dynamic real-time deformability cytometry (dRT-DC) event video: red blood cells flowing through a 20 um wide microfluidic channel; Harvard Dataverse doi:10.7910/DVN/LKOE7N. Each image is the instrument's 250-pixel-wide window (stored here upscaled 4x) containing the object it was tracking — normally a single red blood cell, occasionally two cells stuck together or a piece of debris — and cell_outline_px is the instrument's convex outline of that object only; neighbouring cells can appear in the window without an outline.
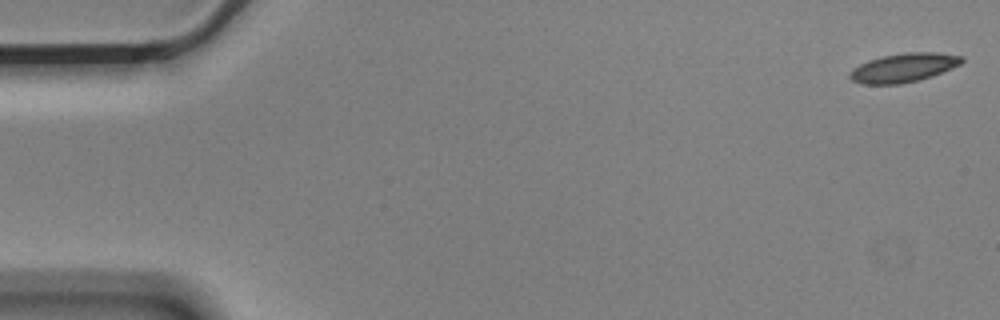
{"species": "Egyptian fruit bat (a non-hibernating species)", "species_latin": "Rousettus aegyptiacus", "temperature_condition": "cold", "stored_images_in_passage": 5, "camera_frame_rate_fps": 3000, "um_per_image_px": 0.085, "animal": {"sex": "male"}, "frame": {"image": 1, "passage_image": 1, "time_ms": 0.0, "image_size_px": [1000, 320], "cell_outline_px": [[964, 60], [960, 64], [932, 76], [900, 84], [864, 84], [852, 80], [848, 76], [852, 68], [868, 60], [884, 56], [908, 52], [932, 52], [964, 56]], "centroid_in_image_um": [76.79, 5.75], "position_along_channel_um": 8.2, "area_um2": 18.61}}
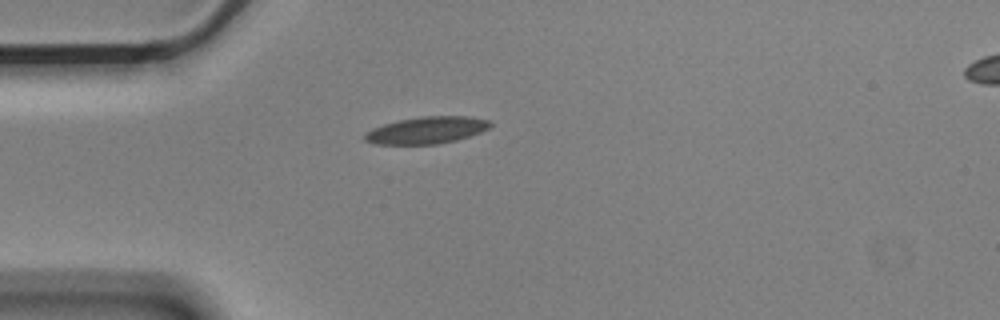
{"frame": {"image": 2, "passage_image": 5, "time_ms": 1.333, "image_size_px": [1000, 320], "cell_outline_px": [[492, 124], [488, 128], [480, 132], [456, 140], [436, 144], [376, 144], [364, 140], [364, 132], [372, 128], [384, 124], [400, 120], [420, 116], [468, 116], [488, 120]], "centroid_in_image_um": [36.23, 11.06], "position_along_channel_um": 48.8, "area_um2": 19.59}}